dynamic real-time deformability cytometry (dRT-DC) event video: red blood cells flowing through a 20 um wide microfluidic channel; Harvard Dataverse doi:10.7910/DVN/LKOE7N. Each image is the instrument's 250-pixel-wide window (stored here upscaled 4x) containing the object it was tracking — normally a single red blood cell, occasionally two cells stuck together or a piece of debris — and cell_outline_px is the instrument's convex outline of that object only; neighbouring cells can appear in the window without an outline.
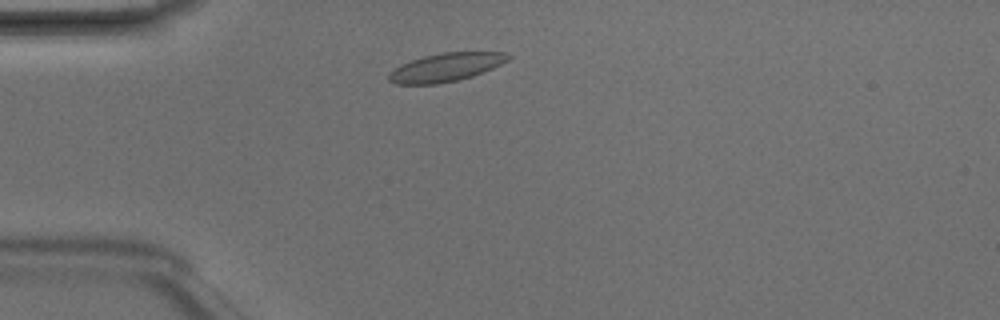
{"species": "Egyptian fruit bat (a non-hibernating species)", "species_latin": "Rousettus aegyptiacus", "temperature_condition": "room temperature", "stored_images_in_passage": 2, "camera_frame_rate_fps": 3000, "um_per_image_px": 0.085, "animal": {"sex": "male"}, "frame": {"image": 1, "passage_image": 1, "time_ms": 0.0, "image_size_px": [1000, 320], "cell_outline_px": [[512, 56], [508, 60], [484, 72], [472, 76], [456, 80], [436, 84], [396, 84], [388, 80], [388, 76], [400, 64], [424, 56], [444, 52], [508, 52]], "centroid_in_image_um": [37.92, 5.71], "position_along_channel_um": 47.1, "area_um2": 19.54}}